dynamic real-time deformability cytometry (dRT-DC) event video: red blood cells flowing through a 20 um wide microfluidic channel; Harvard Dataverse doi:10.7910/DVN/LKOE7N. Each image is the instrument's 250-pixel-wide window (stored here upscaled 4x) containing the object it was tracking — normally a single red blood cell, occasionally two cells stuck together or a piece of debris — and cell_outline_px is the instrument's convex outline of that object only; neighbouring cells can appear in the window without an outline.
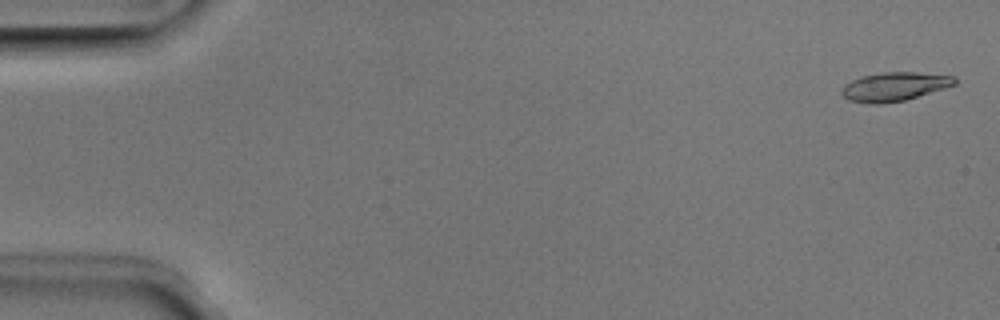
{"species": "Egyptian fruit bat (a non-hibernating species)", "species_latin": "Rousettus aegyptiacus", "temperature_condition": "room temperature", "stored_images_in_passage": 52, "camera_frame_rate_fps": 3000, "um_per_image_px": 0.085, "animal": {"sex": "male"}, "frame": {"image": 1, "passage_image": 2, "time_ms": 0.333, "image_size_px": [1000, 320], "cell_outline_px": [[956, 84], [944, 88], [904, 100], [880, 104], [868, 104], [848, 100], [840, 92], [840, 88], [844, 84], [860, 76], [884, 72], [916, 72], [956, 76]], "centroid_in_image_um": [75.98, 7.36], "position_along_channel_um": 9.0, "area_um2": 19.02}}
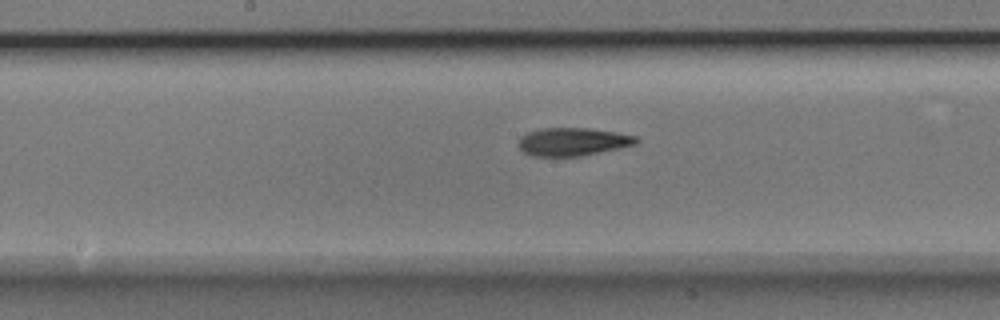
{"frame": {"image": 2, "passage_image": 27, "time_ms": 8.667, "image_size_px": [1000, 320], "cell_outline_px": [[640, 140], [636, 144], [620, 148], [580, 156], [532, 156], [524, 152], [516, 144], [520, 136], [528, 132], [540, 128], [588, 128], [616, 132], [636, 136]], "centroid_in_image_um": [48.66, 12.04], "position_along_channel_um": 199.5, "area_um2": 19.36}}
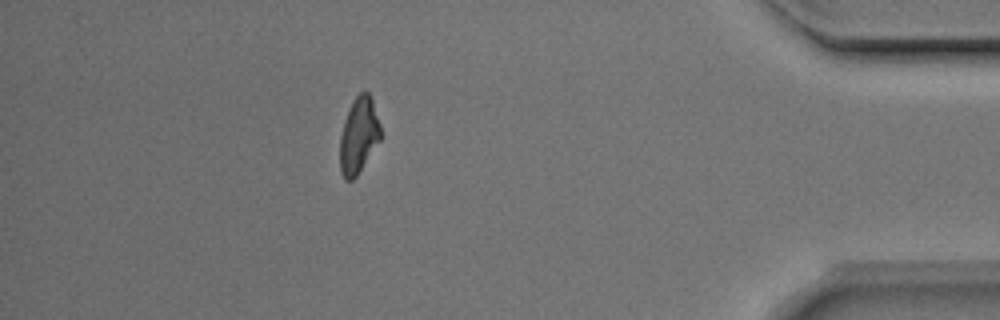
{"frame": {"image": 3, "passage_image": 46, "time_ms": 15.0, "image_size_px": [1000, 320], "cell_outline_px": [[380, 140], [356, 176], [352, 180], [344, 180], [340, 172], [340, 136], [344, 120], [352, 100], [360, 92], [368, 92], [372, 100], [380, 124]], "centroid_in_image_um": [30.47, 11.52], "position_along_channel_um": 404.7, "area_um2": 17.86}, "authors_computed_cell_mechanics": {"area_um2": 18.9584, "velocity_mm_per_s": 3.9557, "shape_relaxation_time_tau1_ms": 4.3302, "shape_relaxation_time_tau2_ms": 3.1743, "deformation_change_tau1": 0.1637, "deformation_change_tau2": 0.1127}}